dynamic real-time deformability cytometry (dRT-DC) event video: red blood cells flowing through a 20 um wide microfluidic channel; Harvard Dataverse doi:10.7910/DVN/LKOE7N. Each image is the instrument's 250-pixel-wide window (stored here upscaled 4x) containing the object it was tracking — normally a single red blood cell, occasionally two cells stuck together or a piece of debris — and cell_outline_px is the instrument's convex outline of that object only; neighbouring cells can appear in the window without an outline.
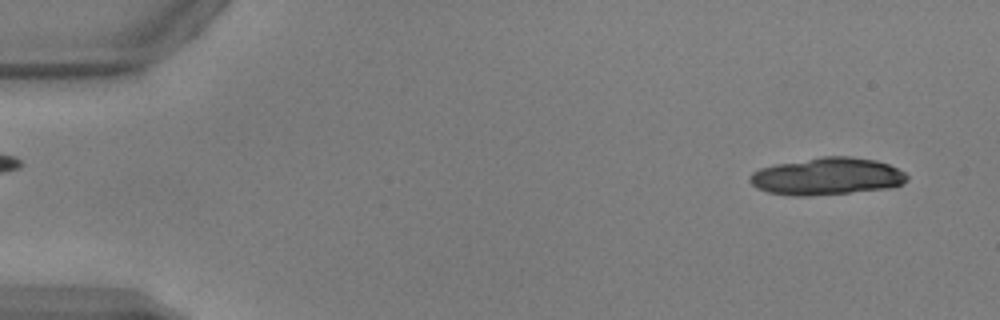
{"species": "common noctule bat (a hibernating species)", "species_latin": "Nyctalus noctula", "temperature_condition": "warm", "stored_images_in_passage": 7, "camera_frame_rate_fps": 3000, "um_per_image_px": 0.085, "animal": {"sex": "male", "body_mass_g": 17.9, "forearm_length_mm": 54.2}, "frame": {"image": 1, "passage_image": 3, "time_ms": 0.667, "image_size_px": [1000, 320], "cell_outline_px": [[908, 180], [892, 188], [812, 196], [792, 196], [768, 192], [756, 188], [748, 180], [748, 176], [752, 172], [760, 168], [776, 164], [824, 156], [848, 156], [876, 160], [888, 164], [904, 172], [908, 176]], "centroid_in_image_um": [70.27, 15.0], "position_along_channel_um": 14.7, "area_um2": 34.28}}